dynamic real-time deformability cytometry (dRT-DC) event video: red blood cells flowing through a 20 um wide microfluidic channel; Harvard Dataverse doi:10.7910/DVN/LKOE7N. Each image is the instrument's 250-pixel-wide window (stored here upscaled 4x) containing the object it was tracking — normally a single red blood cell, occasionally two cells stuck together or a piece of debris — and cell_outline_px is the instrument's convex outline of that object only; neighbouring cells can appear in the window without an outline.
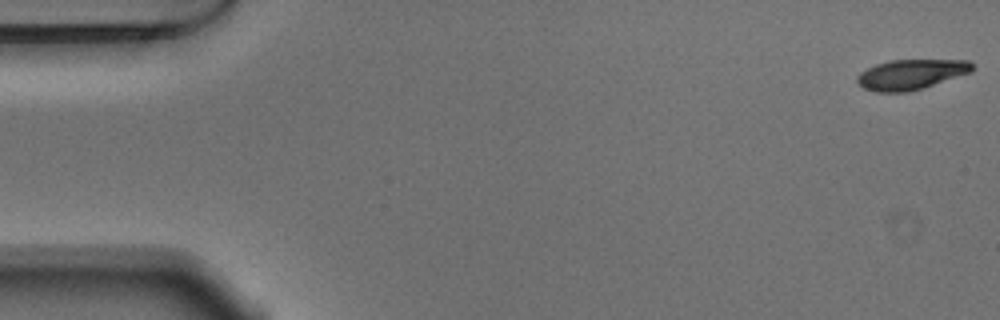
{"species": "Egyptian fruit bat (a non-hibernating species)", "species_latin": "Rousettus aegyptiacus", "temperature_condition": "warm", "stored_images_in_passage": 54, "camera_frame_rate_fps": 3000, "um_per_image_px": 0.085, "animal": {"sex": "male"}, "frame": {"image": 1, "passage_image": 1, "time_ms": 0.0, "image_size_px": [1000, 320], "cell_outline_px": [[972, 72], [924, 88], [908, 92], [876, 92], [864, 88], [856, 80], [856, 76], [860, 72], [876, 64], [888, 60], [968, 60], [972, 64]], "centroid_in_image_um": [77.43, 6.33], "position_along_channel_um": 7.6, "area_um2": 20.23}}
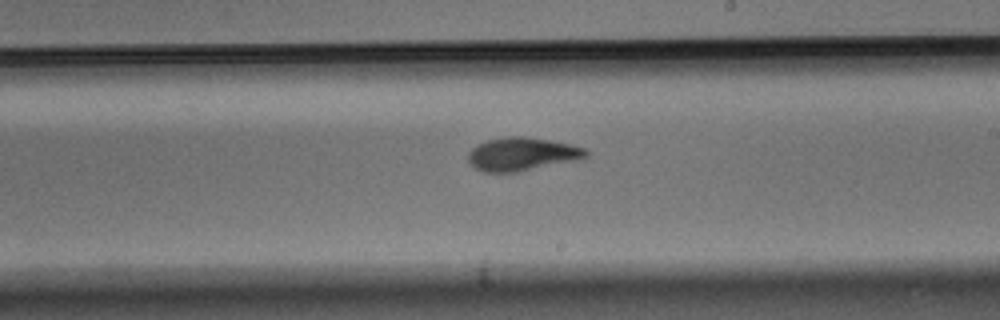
{"frame": {"image": 2, "passage_image": 31, "time_ms": 10.0, "image_size_px": [1000, 320], "cell_outline_px": [[588, 156], [580, 160], [520, 172], [484, 172], [468, 164], [468, 152], [472, 148], [488, 140], [508, 136], [524, 136], [548, 140], [588, 148]], "centroid_in_image_um": [44.4, 13.12], "position_along_channel_um": 244.6, "area_um2": 23.06}}
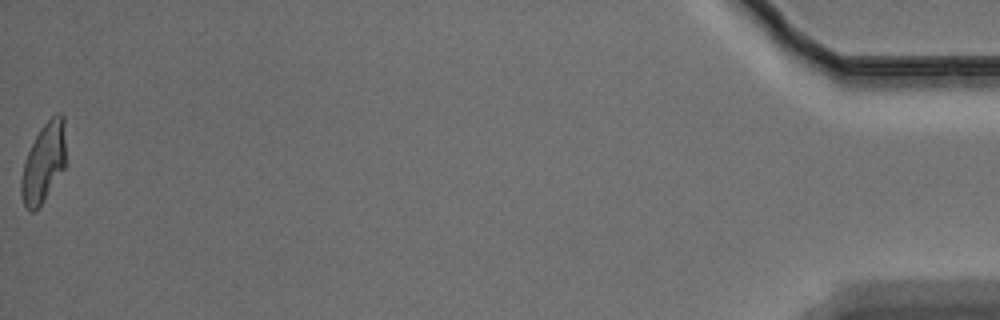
{"frame": {"image": 3, "passage_image": 54, "time_ms": 17.667, "image_size_px": [1000, 320], "cell_outline_px": [[68, 164], [40, 204], [32, 212], [28, 212], [24, 208], [20, 192], [20, 180], [24, 160], [40, 128], [56, 112], [60, 112], [64, 116]], "centroid_in_image_um": [3.74, 13.8], "position_along_channel_um": 431.5, "area_um2": 21.21}, "authors_computed_cell_mechanics": {"area_um2": 21.5016, "velocity_mm_per_s": 3.7388, "shape_relaxation_time_tau1_ms": 3.6771, "shape_relaxation_time_tau2_ms": 1.8972, "deformation_change_tau1": 0.1512, "deformation_change_tau2": 0.0746}}